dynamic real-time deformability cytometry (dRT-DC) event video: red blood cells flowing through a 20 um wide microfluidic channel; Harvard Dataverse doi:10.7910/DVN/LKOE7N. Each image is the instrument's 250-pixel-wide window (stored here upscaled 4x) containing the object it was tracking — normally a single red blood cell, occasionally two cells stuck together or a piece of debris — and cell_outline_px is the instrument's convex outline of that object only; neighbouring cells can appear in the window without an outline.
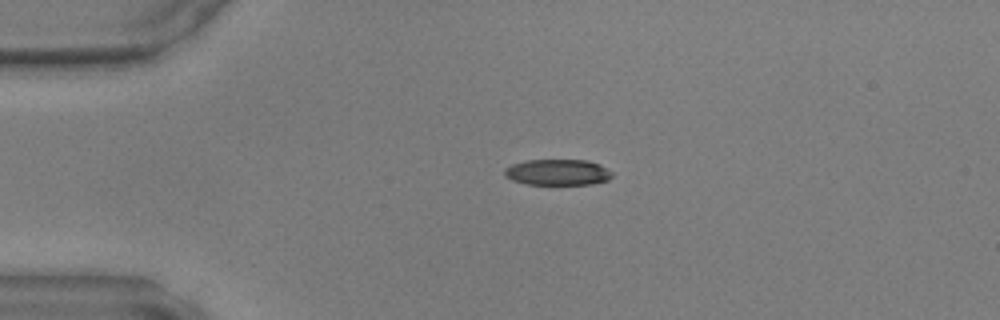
{"species": "common noctule bat (a hibernating species)", "species_latin": "Nyctalus noctula", "temperature_condition": "warm", "stored_images_in_passage": 38, "camera_frame_rate_fps": 3000, "um_per_image_px": 0.085, "animal": {"sex": "male", "body_mass_g": 17.9, "forearm_length_mm": 54.2}, "frame": {"image": 1, "passage_image": 1, "time_ms": 0.0, "image_size_px": [1000, 320], "cell_outline_px": [[612, 176], [608, 180], [592, 184], [528, 184], [512, 180], [504, 176], [504, 168], [512, 164], [528, 160], [588, 160], [600, 164], [612, 172]], "centroid_in_image_um": [47.4, 14.64], "position_along_channel_um": 37.6, "area_um2": 16.3}}
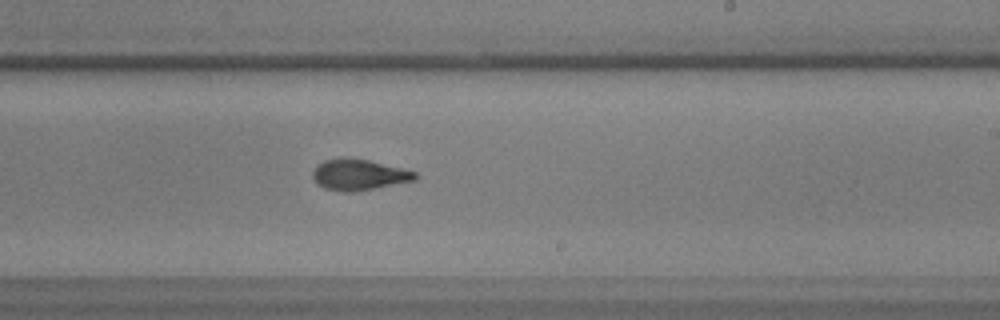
{"frame": {"image": 2, "passage_image": 19, "time_ms": 6.0, "image_size_px": [1000, 320], "cell_outline_px": [[416, 180], [352, 192], [344, 192], [324, 188], [316, 184], [312, 176], [312, 172], [316, 164], [324, 160], [340, 156], [368, 160], [416, 172]], "centroid_in_image_um": [30.42, 14.84], "position_along_channel_um": 258.6, "area_um2": 18.5}}
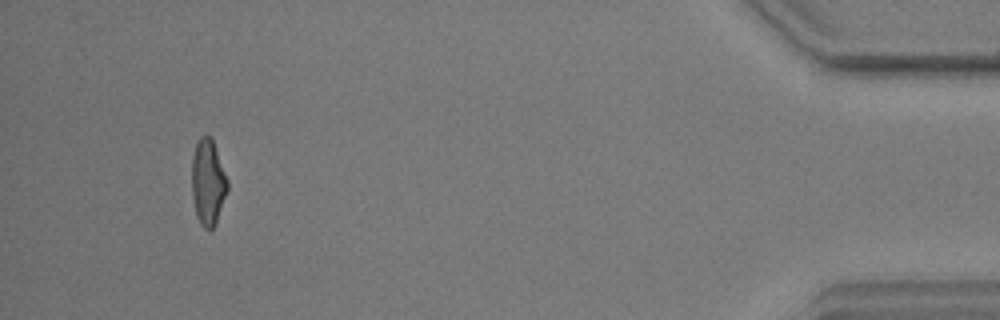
{"frame": {"image": 3, "passage_image": 35, "time_ms": 11.333, "image_size_px": [1000, 320], "cell_outline_px": [[228, 188], [216, 224], [212, 228], [204, 228], [200, 224], [196, 216], [192, 196], [192, 156], [196, 144], [200, 136], [212, 136], [228, 180]], "centroid_in_image_um": [17.68, 15.48], "position_along_channel_um": 417.5, "area_um2": 17.98}}